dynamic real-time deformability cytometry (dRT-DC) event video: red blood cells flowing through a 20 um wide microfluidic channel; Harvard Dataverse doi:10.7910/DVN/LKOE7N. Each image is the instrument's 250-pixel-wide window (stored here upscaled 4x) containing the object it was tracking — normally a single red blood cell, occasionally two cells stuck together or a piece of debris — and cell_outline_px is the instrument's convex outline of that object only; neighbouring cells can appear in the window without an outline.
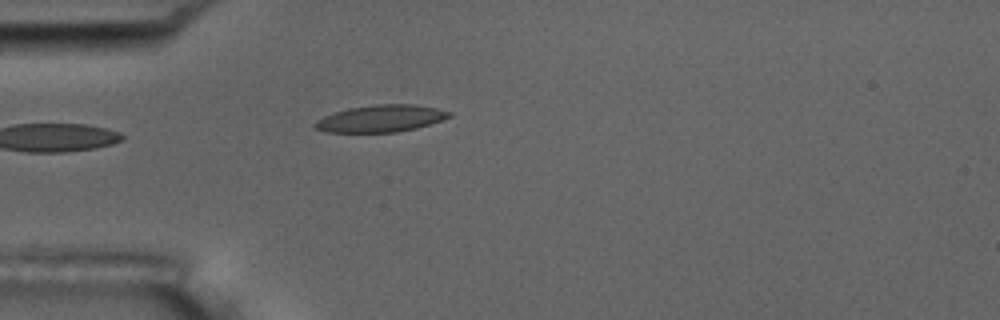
{"species": "common noctule bat (a hibernating species)", "species_latin": "Nyctalus noctula", "temperature_condition": "room temperature", "stored_images_in_passage": 1, "camera_frame_rate_fps": 3000, "um_per_image_px": 0.085, "animal": {"sex": "male", "body_mass_g": 17.5, "forearm_length_mm": 52.3}, "frame": {"image": 1, "passage_image": 1, "time_ms": 0.0, "image_size_px": [1000, 320], "cell_outline_px": [[452, 116], [416, 128], [396, 132], [328, 132], [316, 128], [312, 124], [316, 120], [324, 116], [348, 108], [376, 104], [412, 104], [436, 108], [452, 112]], "centroid_in_image_um": [32.36, 10.07], "position_along_channel_um": 52.6, "area_um2": 20.92}}